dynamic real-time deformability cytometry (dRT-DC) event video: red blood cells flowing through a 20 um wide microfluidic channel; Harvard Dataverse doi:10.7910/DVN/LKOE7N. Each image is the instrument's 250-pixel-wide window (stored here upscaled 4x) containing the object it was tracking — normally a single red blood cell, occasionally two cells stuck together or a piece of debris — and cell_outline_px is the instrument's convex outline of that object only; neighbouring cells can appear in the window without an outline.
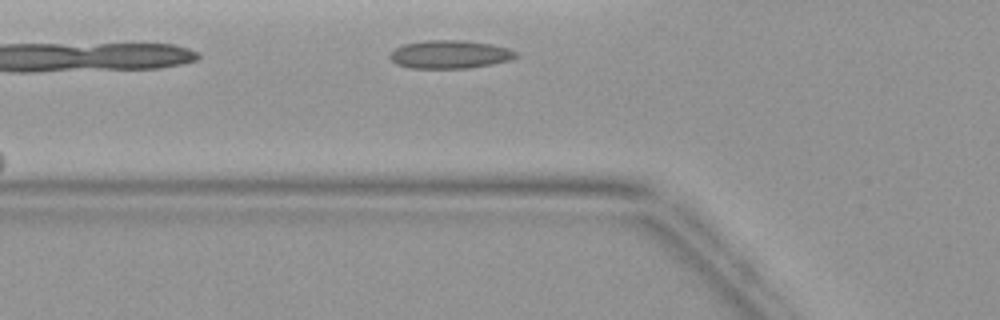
{"species": "common noctule bat (a hibernating species)", "species_latin": "Nyctalus noctula", "temperature_condition": "warm", "stored_images_in_passage": 2, "camera_frame_rate_fps": 3000, "um_per_image_px": 0.085, "animal": {"sex": "female", "body_mass_g": 19.9}, "frame": {"image": 1, "passage_image": 2, "time_ms": 2.333, "image_size_px": [1000, 320], "cell_outline_px": [[516, 56], [508, 60], [492, 64], [468, 68], [412, 68], [396, 64], [388, 56], [396, 48], [404, 44], [428, 40], [460, 40], [492, 44], [508, 48], [516, 52]], "centroid_in_image_um": [38.22, 4.62], "position_along_channel_um": 87.6, "area_um2": 20.46}}